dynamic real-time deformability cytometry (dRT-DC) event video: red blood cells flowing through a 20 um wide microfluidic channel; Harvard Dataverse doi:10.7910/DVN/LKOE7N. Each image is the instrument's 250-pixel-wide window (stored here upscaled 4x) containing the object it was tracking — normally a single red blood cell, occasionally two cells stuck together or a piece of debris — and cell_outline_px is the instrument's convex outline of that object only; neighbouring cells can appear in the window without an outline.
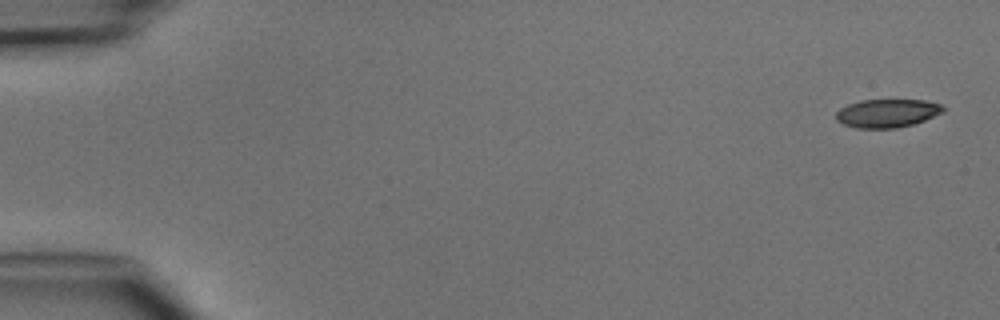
{"species": "common noctule bat (a hibernating species)", "species_latin": "Nyctalus noctula", "temperature_condition": "cold", "stored_images_in_passage": 5, "camera_frame_rate_fps": 3000, "um_per_image_px": 0.085, "animal": {"sex": "male", "body_mass_g": 15.6}, "frame": {"image": 1, "passage_image": 1, "time_ms": 0.0, "image_size_px": [1000, 320], "cell_outline_px": [[944, 112], [924, 120], [912, 124], [896, 128], [856, 128], [844, 124], [836, 120], [836, 112], [840, 108], [848, 104], [860, 100], [924, 100], [944, 104]], "centroid_in_image_um": [75.42, 9.61], "position_along_channel_um": 9.6, "area_um2": 17.74}}
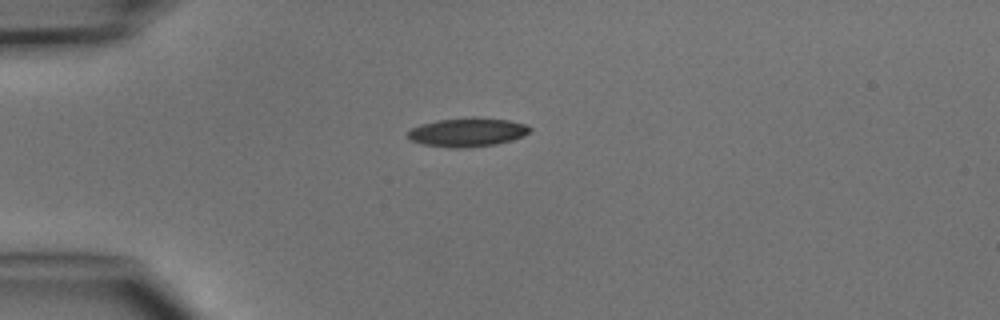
{"frame": {"image": 2, "passage_image": 4, "time_ms": 3.667, "image_size_px": [1000, 320], "cell_outline_px": [[532, 132], [524, 136], [512, 140], [496, 144], [464, 148], [448, 148], [424, 144], [408, 140], [408, 132], [412, 128], [420, 124], [436, 120], [472, 116], [476, 116], [508, 120], [524, 124], [532, 128]], "centroid_in_image_um": [39.74, 11.23], "position_along_channel_um": 45.3, "area_um2": 20.87}}